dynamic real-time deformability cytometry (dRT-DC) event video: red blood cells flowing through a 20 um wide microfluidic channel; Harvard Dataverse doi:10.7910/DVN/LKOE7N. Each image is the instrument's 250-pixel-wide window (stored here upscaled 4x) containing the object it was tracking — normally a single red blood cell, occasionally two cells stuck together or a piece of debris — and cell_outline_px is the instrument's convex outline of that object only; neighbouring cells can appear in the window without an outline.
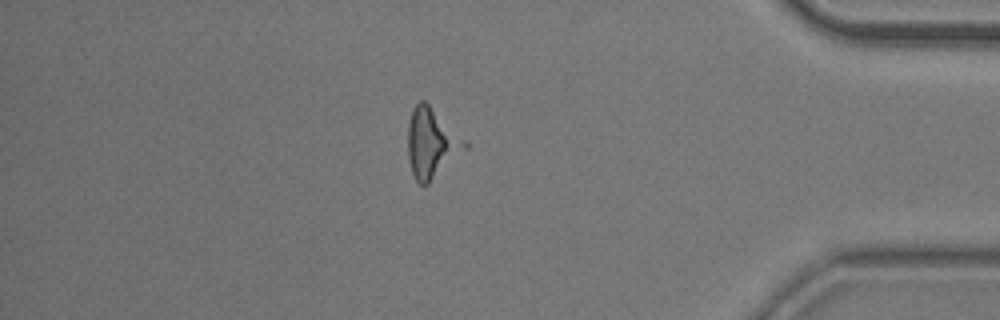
{"species": "common noctule bat (a hibernating species)", "species_latin": "Nyctalus noctula", "temperature_condition": "room temperature", "stored_images_in_passage": 15, "segment_of_instrument_passage": [2, 2], "camera_frame_rate_fps": 3000, "um_per_image_px": 0.085, "animal": {"sex": "male", "body_mass_g": 20.5, "forearm_length_mm": 52.5}, "frame": {"image": 1, "passage_image": 15, "time_ms": 4.667, "image_size_px": [1000, 320], "cell_outline_px": [[472, 144], [468, 148], [428, 184], [420, 184], [416, 180], [412, 172], [408, 156], [408, 124], [412, 108], [420, 100], [424, 100], [468, 140]], "centroid_in_image_um": [36.73, 12.15], "position_along_channel_um": 398.5, "area_um2": 23.41}}